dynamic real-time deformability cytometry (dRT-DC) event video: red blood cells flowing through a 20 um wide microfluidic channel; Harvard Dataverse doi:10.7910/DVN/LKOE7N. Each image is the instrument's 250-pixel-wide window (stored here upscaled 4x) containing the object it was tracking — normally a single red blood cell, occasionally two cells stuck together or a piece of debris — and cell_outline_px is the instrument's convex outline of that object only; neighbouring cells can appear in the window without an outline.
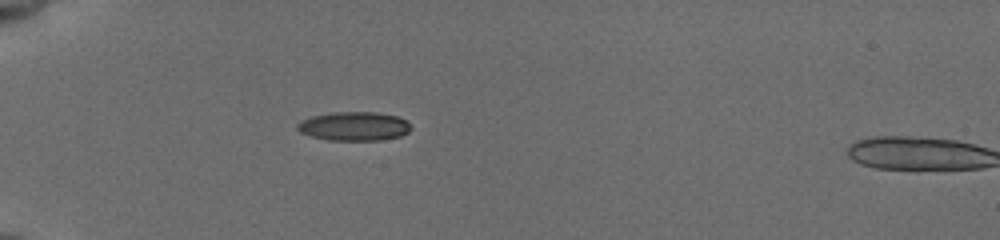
{"species": "common noctule bat (a hibernating species)", "species_latin": "Nyctalus noctula", "temperature_condition": "cold", "stored_images_in_passage": 26, "camera_frame_rate_fps": 3000, "um_per_image_px": 0.085, "animal": {"sex": "female", "body_mass_g": 19.5, "forearm_length_mm": 54.1}, "frame": {"image": 1, "passage_image": 1, "time_ms": 0.0, "image_size_px": [1000, 240], "cell_outline_px": [[412, 128], [408, 132], [400, 136], [380, 140], [328, 140], [312, 136], [300, 132], [296, 128], [296, 124], [300, 120], [312, 116], [332, 112], [376, 112], [396, 116], [404, 120]], "centroid_in_image_um": [30.06, 10.73], "position_along_channel_um": 54.9, "area_um2": 19.07}}
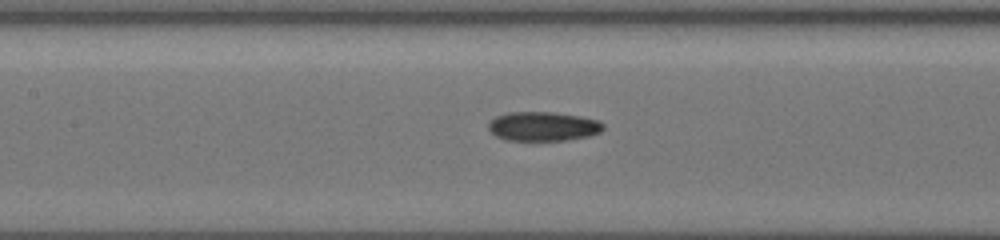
{"frame": {"image": 2, "passage_image": 17, "time_ms": 3.333, "image_size_px": [1000, 240], "cell_outline_px": [[604, 128], [600, 132], [588, 136], [564, 140], [508, 140], [496, 136], [488, 128], [488, 124], [496, 116], [508, 112], [556, 112], [580, 116], [600, 120], [604, 124]], "centroid_in_image_um": [46.19, 10.73], "position_along_channel_um": 161.2, "area_um2": 19.54}}
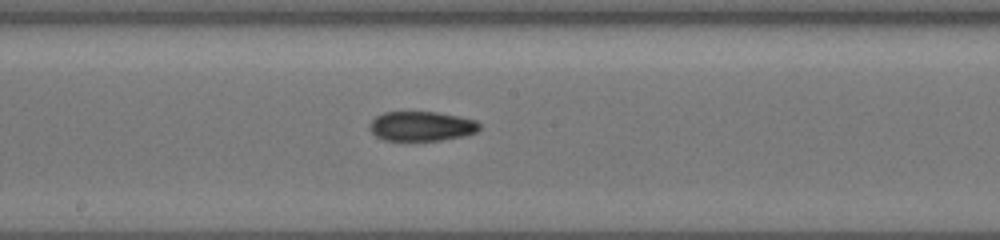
{"frame": {"image": 3, "passage_image": 23, "time_ms": 4.667, "image_size_px": [1000, 240], "cell_outline_px": [[480, 128], [476, 132], [464, 136], [440, 140], [384, 140], [376, 136], [368, 128], [368, 124], [376, 116], [384, 112], [436, 112], [460, 116], [476, 120], [480, 124]], "centroid_in_image_um": [35.82, 10.72], "position_along_channel_um": 212.4, "area_um2": 19.02}}